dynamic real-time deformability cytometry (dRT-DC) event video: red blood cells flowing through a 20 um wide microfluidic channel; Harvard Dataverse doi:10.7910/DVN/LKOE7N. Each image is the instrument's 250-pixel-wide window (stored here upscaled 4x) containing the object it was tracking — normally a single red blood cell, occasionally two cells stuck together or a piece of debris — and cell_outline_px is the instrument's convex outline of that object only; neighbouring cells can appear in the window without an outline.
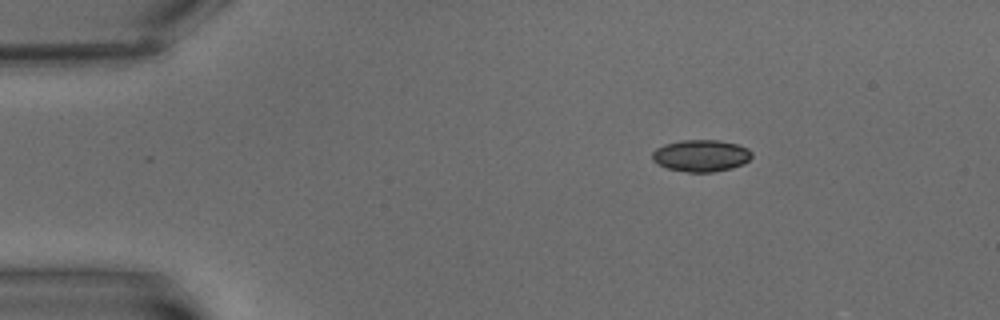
{"species": "common noctule bat (a hibernating species)", "species_latin": "Nyctalus noctula", "temperature_condition": "warm", "stored_images_in_passage": 5, "camera_frame_rate_fps": 3000, "um_per_image_px": 0.085, "animal": {"sex": "male", "body_mass_g": 15.6}, "frame": {"image": 1, "passage_image": 1, "time_ms": 0.0, "image_size_px": [1000, 320], "cell_outline_px": [[752, 156], [744, 164], [732, 168], [712, 172], [688, 172], [668, 168], [652, 160], [652, 152], [656, 148], [664, 144], [680, 140], [720, 140], [736, 144], [748, 148], [752, 152]], "centroid_in_image_um": [59.6, 13.22], "position_along_channel_um": 25.4, "area_um2": 18.5}}
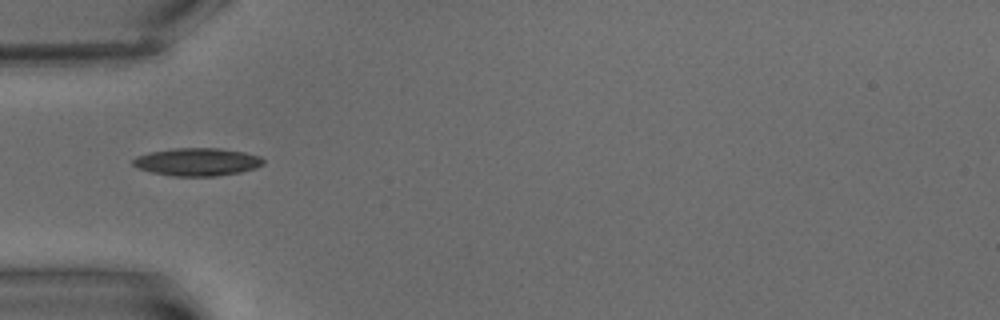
{"frame": {"image": 2, "passage_image": 4, "time_ms": 3.667, "image_size_px": [1000, 320], "cell_outline_px": [[264, 164], [256, 168], [240, 172], [216, 176], [172, 176], [152, 172], [140, 168], [132, 164], [132, 160], [136, 156], [148, 152], [172, 148], [220, 148], [244, 152], [260, 156], [264, 160]], "centroid_in_image_um": [16.77, 13.75], "position_along_channel_um": 68.2, "area_um2": 21.21}}
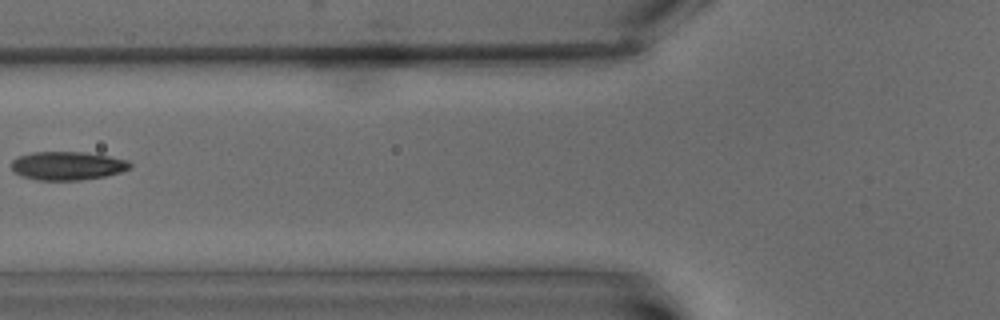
{"frame": {"image": 3, "passage_image": 5, "time_ms": 5.333, "image_size_px": [1000, 320], "cell_outline_px": [[132, 164], [128, 168], [120, 172], [104, 176], [80, 180], [36, 180], [20, 176], [12, 168], [12, 160], [16, 156], [32, 152], [84, 152], [108, 156], [128, 160]], "centroid_in_image_um": [5.69, 14.08], "position_along_channel_um": 120.1, "area_um2": 19.65}}